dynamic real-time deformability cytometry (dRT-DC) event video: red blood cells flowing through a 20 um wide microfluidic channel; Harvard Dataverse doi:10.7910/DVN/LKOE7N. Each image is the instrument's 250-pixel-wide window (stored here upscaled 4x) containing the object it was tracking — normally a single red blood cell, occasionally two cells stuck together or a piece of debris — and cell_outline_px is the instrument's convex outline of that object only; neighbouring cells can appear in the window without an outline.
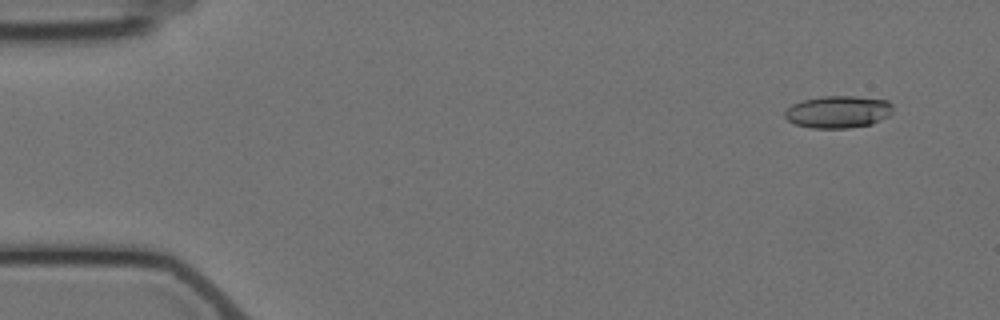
{"species": "Egyptian fruit bat (a non-hibernating species)", "species_latin": "Rousettus aegyptiacus", "temperature_condition": "cold", "stored_images_in_passage": 6, "camera_frame_rate_fps": 3000, "um_per_image_px": 0.085, "animal": {"sex": "female"}, "frame": {"image": 1, "passage_image": 2, "time_ms": 1.0, "image_size_px": [1000, 320], "cell_outline_px": [[892, 112], [888, 116], [872, 124], [848, 128], [812, 128], [796, 124], [788, 120], [784, 116], [784, 112], [792, 104], [804, 100], [824, 96], [856, 96], [888, 100], [892, 104]], "centroid_in_image_um": [71.26, 9.5], "position_along_channel_um": 13.7, "area_um2": 20.29}}
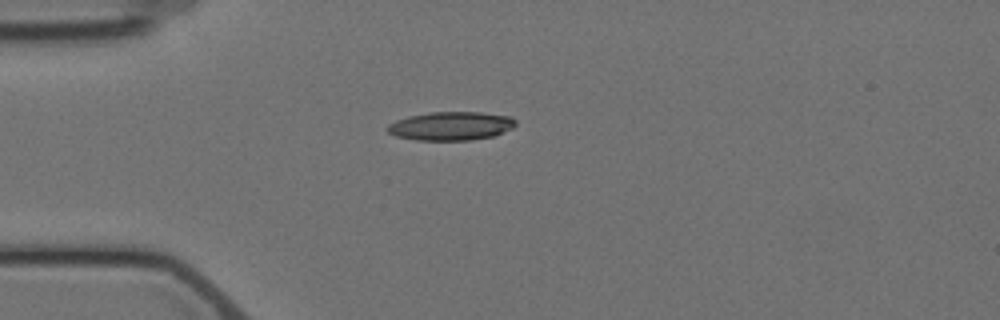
{"frame": {"image": 2, "passage_image": 5, "time_ms": 4.667, "image_size_px": [1000, 320], "cell_outline_px": [[516, 124], [512, 128], [492, 136], [472, 140], [416, 140], [396, 136], [388, 132], [388, 124], [396, 120], [408, 116], [428, 112], [480, 112], [512, 116], [516, 120]], "centroid_in_image_um": [38.34, 10.7], "position_along_channel_um": 46.7, "area_um2": 21.39}}
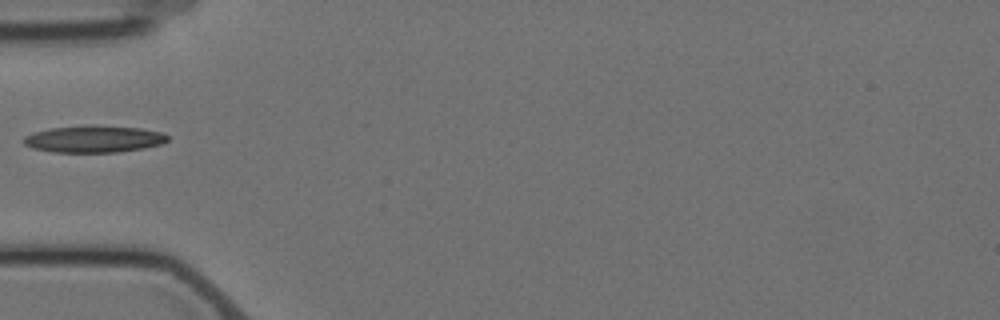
{"frame": {"image": 3, "passage_image": 6, "time_ms": 6.0, "image_size_px": [1000, 320], "cell_outline_px": [[168, 140], [160, 144], [144, 148], [116, 152], [52, 152], [32, 148], [24, 144], [20, 140], [24, 136], [32, 132], [48, 128], [88, 124], [96, 124], [140, 128], [160, 132], [168, 136]], "centroid_in_image_um": [7.9, 11.8], "position_along_channel_um": 77.1, "area_um2": 23.0}}